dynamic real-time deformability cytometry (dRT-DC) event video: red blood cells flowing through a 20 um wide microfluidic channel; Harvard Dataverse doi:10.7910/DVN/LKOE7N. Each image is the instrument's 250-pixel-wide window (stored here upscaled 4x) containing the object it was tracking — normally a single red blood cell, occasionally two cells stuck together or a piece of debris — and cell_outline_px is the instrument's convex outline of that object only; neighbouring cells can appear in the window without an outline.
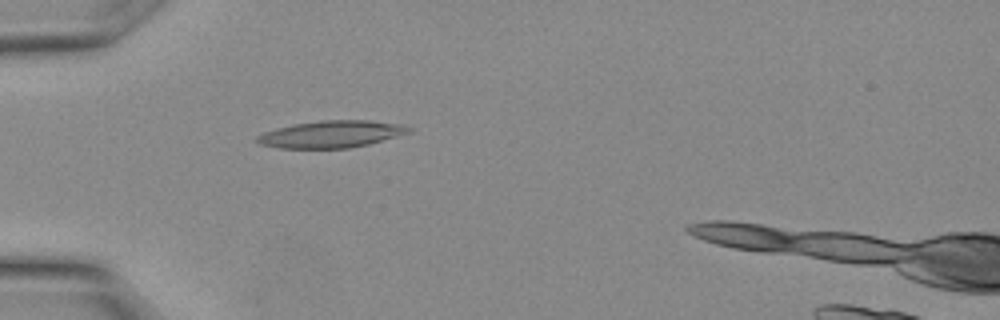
{"species": "Egyptian fruit bat (a non-hibernating species)", "species_latin": "Rousettus aegyptiacus", "temperature_condition": "warm", "stored_images_in_passage": 8, "camera_frame_rate_fps": 3000, "um_per_image_px": 0.085, "animal": {"sex": "female"}, "frame": {"image": 1, "passage_image": 4, "time_ms": 1.0, "image_size_px": [1000, 320], "cell_outline_px": [[412, 132], [368, 144], [352, 148], [280, 148], [260, 144], [256, 140], [256, 136], [264, 132], [276, 128], [296, 124], [320, 120], [368, 120], [400, 124], [412, 128]], "centroid_in_image_um": [28.17, 11.4], "position_along_channel_um": 56.8, "area_um2": 23.81}}
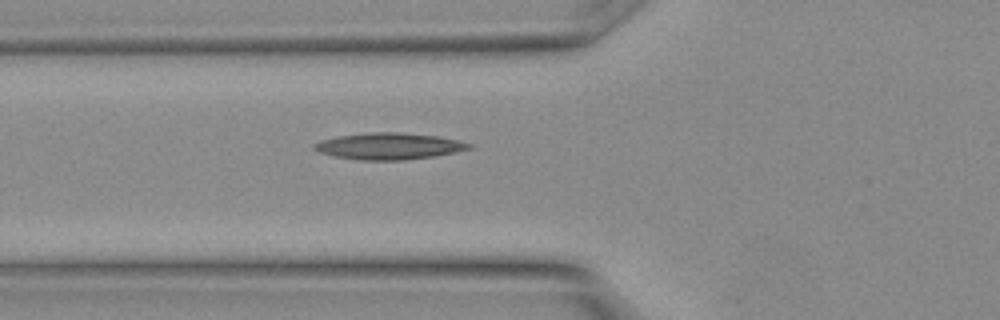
{"frame": {"image": 2, "passage_image": 6, "time_ms": 1.667, "image_size_px": [1000, 320], "cell_outline_px": [[472, 148], [456, 152], [432, 156], [404, 160], [356, 160], [332, 156], [320, 152], [312, 148], [312, 144], [320, 140], [340, 136], [372, 132], [396, 132], [440, 136], [472, 144]], "centroid_in_image_um": [33.03, 12.43], "position_along_channel_um": 92.8, "area_um2": 23.93}}
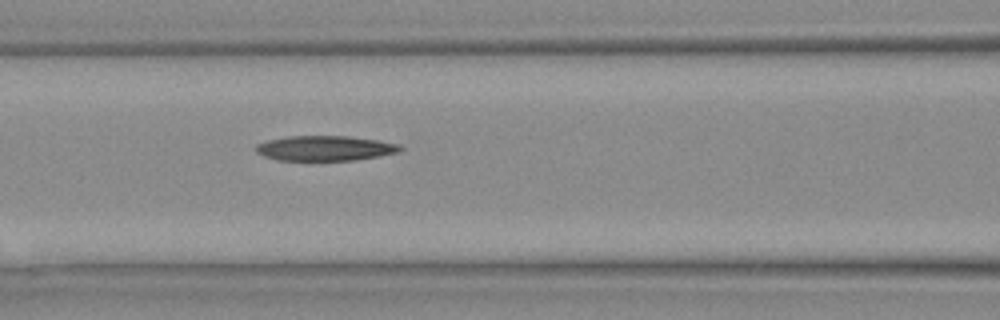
{"frame": {"image": 3, "passage_image": 8, "time_ms": 2.333, "image_size_px": [1000, 320], "cell_outline_px": [[404, 148], [396, 152], [356, 160], [276, 160], [264, 156], [256, 152], [256, 144], [268, 140], [288, 136], [344, 136], [380, 140], [400, 144]], "centroid_in_image_um": [27.61, 12.59], "position_along_channel_um": 139.0, "area_um2": 20.92}}